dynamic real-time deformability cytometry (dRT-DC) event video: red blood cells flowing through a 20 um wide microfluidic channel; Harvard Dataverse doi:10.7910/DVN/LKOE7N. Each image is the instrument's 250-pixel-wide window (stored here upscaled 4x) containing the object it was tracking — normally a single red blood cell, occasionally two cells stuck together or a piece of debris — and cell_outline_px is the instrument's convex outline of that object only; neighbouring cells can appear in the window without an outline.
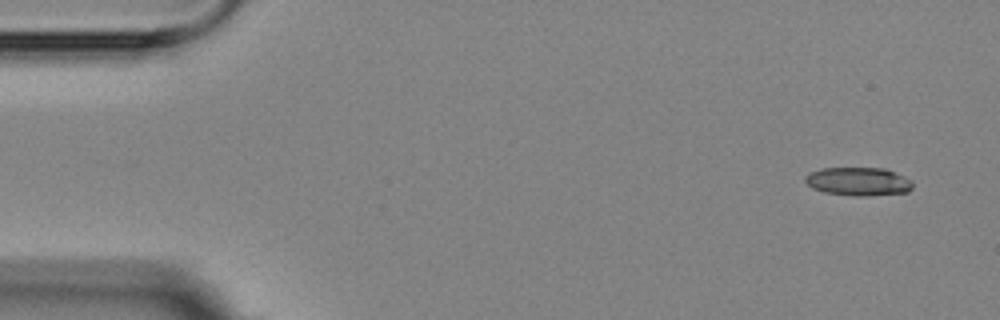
{"species": "Egyptian fruit bat (a non-hibernating species)", "species_latin": "Rousettus aegyptiacus", "temperature_condition": "room temperature", "stored_images_in_passage": 3, "camera_frame_rate_fps": 3000, "um_per_image_px": 0.085, "animal": {"sex": "female"}, "frame": {"image": 1, "passage_image": 1, "time_ms": 0.0, "image_size_px": [1000, 320], "cell_outline_px": [[912, 188], [908, 192], [868, 196], [856, 196], [824, 192], [812, 188], [804, 180], [804, 176], [820, 168], [884, 168], [904, 176], [912, 180]], "centroid_in_image_um": [72.97, 15.43], "position_along_channel_um": 12.0, "area_um2": 17.8}}